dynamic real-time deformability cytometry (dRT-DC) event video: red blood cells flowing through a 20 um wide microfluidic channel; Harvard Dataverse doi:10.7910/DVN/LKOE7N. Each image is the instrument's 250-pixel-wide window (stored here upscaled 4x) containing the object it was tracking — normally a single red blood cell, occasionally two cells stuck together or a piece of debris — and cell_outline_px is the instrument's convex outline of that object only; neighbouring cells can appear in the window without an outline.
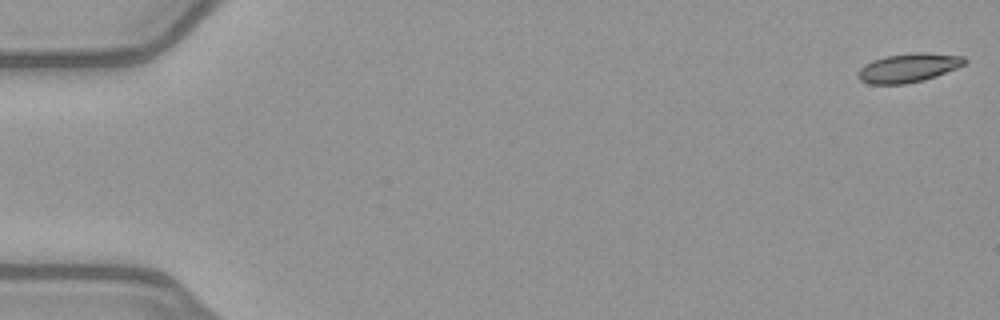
{"species": "common noctule bat (a hibernating species)", "species_latin": "Nyctalus noctula", "temperature_condition": "warm", "stored_images_in_passage": 52, "camera_frame_rate_fps": 3000, "um_per_image_px": 0.085, "animal": {"sex": "female", "body_mass_g": 21.9}, "frame": {"image": 1, "passage_image": 1, "time_ms": 0.0, "image_size_px": [1000, 320], "cell_outline_px": [[968, 60], [964, 64], [956, 68], [936, 76], [924, 80], [904, 84], [868, 84], [860, 80], [856, 76], [856, 72], [864, 64], [872, 60], [884, 56], [916, 52], [920, 52], [964, 56]], "centroid_in_image_um": [77.17, 5.76], "position_along_channel_um": 7.8, "area_um2": 18.09}}
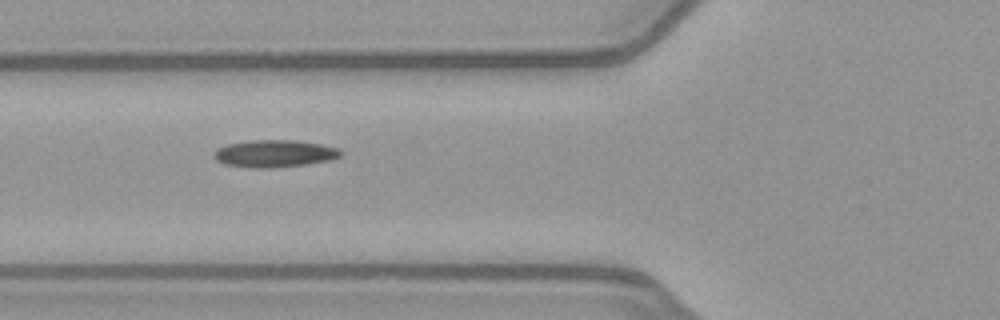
{"frame": {"image": 2, "passage_image": 20, "time_ms": 6.333, "image_size_px": [1000, 320], "cell_outline_px": [[340, 156], [332, 160], [304, 164], [272, 168], [252, 168], [224, 164], [216, 160], [212, 152], [228, 144], [252, 140], [300, 140], [320, 144], [336, 148], [340, 152]], "centroid_in_image_um": [23.31, 13.05], "position_along_channel_um": 102.5, "area_um2": 20.0}}
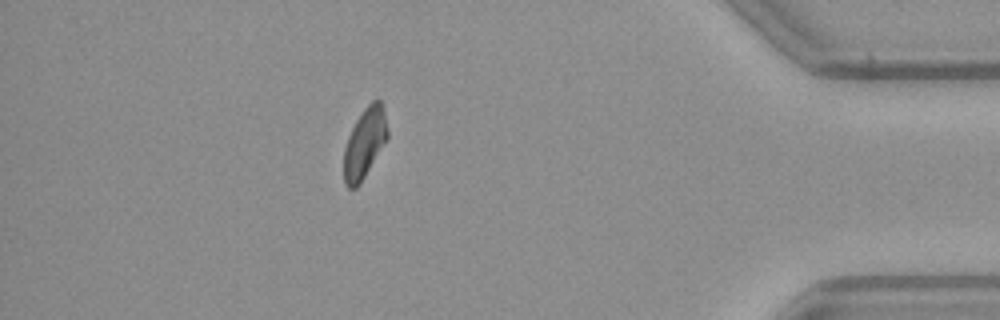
{"frame": {"image": 3, "passage_image": 46, "time_ms": 15.0, "image_size_px": [1000, 320], "cell_outline_px": [[388, 136], [360, 184], [356, 188], [348, 188], [344, 184], [344, 148], [348, 136], [356, 120], [364, 108], [372, 100], [380, 100], [384, 112], [388, 132]], "centroid_in_image_um": [30.97, 12.18], "position_along_channel_um": 404.2, "area_um2": 17.51}, "authors_computed_cell_mechanics": {"area_um2": 18.5538, "velocity_mm_per_s": 4.0033, "shape_relaxation_time_tau1_ms": null, "shape_relaxation_time_tau2_ms": 3.718, "deformation_change_tau1": null, "deformation_change_tau2": 0.0855}}